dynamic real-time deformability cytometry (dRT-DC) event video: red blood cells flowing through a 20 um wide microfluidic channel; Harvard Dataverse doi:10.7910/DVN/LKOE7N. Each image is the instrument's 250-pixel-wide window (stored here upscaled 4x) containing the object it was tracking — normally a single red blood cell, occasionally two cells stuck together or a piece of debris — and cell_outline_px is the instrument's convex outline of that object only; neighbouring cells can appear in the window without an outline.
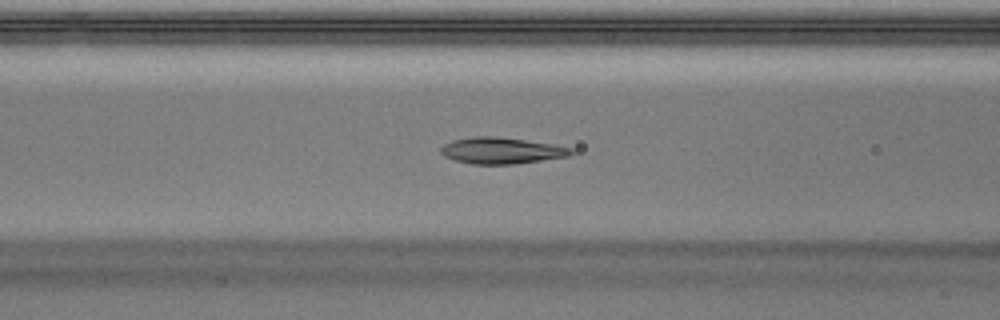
{"species": "Egyptian fruit bat (a non-hibernating species)", "species_latin": "Rousettus aegyptiacus", "temperature_condition": "warm", "stored_images_in_passage": 38, "camera_frame_rate_fps": 3000, "um_per_image_px": 0.085, "animal": {"sex": "male"}, "frame": {"image": 1, "passage_image": 8, "time_ms": 2.333, "image_size_px": [1000, 320], "cell_outline_px": [[576, 152], [568, 156], [512, 164], [472, 164], [456, 160], [444, 156], [440, 152], [440, 148], [444, 144], [452, 140], [472, 136], [492, 136], [524, 140], [552, 144], [572, 148]], "centroid_in_image_um": [42.6, 12.79], "position_along_channel_um": 124.0, "area_um2": 19.83}}
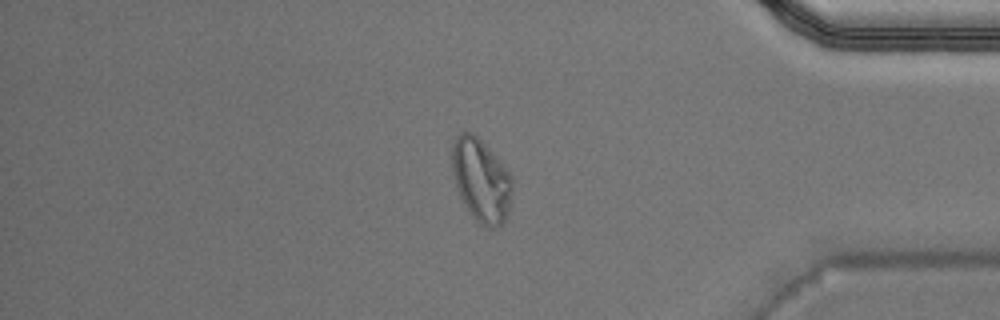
{"frame": {"image": 2, "passage_image": 30, "time_ms": 9.667, "image_size_px": [1000, 320], "cell_outline_px": [[512, 192], [508, 216], [496, 228], [488, 228], [480, 224], [472, 216], [464, 204], [456, 188], [452, 172], [452, 144], [456, 136], [460, 132], [472, 132], [508, 168], [512, 176]], "centroid_in_image_um": [40.9, 15.33], "position_along_channel_um": 394.3, "area_um2": 29.42}}
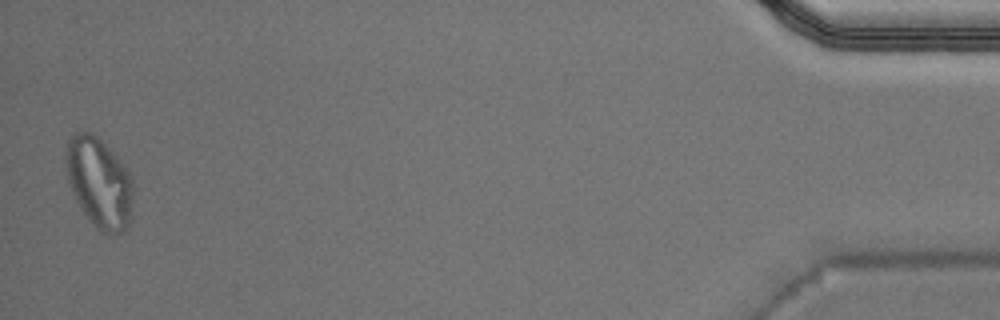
{"frame": {"image": 3, "passage_image": 37, "time_ms": 12.0, "image_size_px": [1000, 320], "cell_outline_px": [[136, 188], [132, 216], [124, 228], [120, 232], [112, 236], [100, 232], [96, 228], [84, 212], [76, 200], [72, 192], [68, 180], [64, 160], [68, 140], [76, 132], [92, 132], [128, 168], [132, 176]], "centroid_in_image_um": [8.48, 15.55], "position_along_channel_um": 426.7, "area_um2": 36.01}, "authors_computed_cell_mechanics": {"area_um2": 20.3167, "velocity_mm_per_s": 4.0286, "shape_relaxation_time_tau1_ms": 7.1952, "shape_relaxation_time_tau2_ms": 1.5784, "deformation_change_tau1": 0.2522, "deformation_change_tau2": 0.071}}